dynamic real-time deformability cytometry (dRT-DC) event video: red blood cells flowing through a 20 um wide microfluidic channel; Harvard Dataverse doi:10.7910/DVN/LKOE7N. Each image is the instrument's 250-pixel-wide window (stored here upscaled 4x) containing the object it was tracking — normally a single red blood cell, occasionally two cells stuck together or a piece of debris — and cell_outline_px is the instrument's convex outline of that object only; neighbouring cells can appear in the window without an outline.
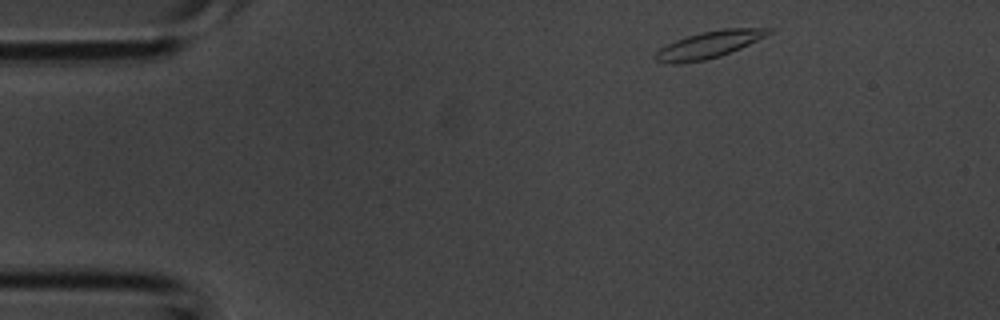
{"species": "common noctule bat (a hibernating species)", "species_latin": "Nyctalus noctula", "temperature_condition": "room temperature", "stored_images_in_passage": 3, "camera_frame_rate_fps": 3000, "um_per_image_px": 0.085, "animal": {"sex": "male", "body_mass_g": 20.1, "forearm_length_mm": 53.5}, "frame": {"image": 1, "passage_image": 1, "time_ms": 0.0, "image_size_px": [1000, 320], "cell_outline_px": [[772, 32], [740, 48], [720, 56], [704, 60], [676, 64], [672, 64], [656, 60], [656, 52], [660, 48], [676, 40], [688, 36], [704, 32], [724, 28], [772, 28]], "centroid_in_image_um": [60.26, 3.8], "position_along_channel_um": 24.7, "area_um2": 17.22}}